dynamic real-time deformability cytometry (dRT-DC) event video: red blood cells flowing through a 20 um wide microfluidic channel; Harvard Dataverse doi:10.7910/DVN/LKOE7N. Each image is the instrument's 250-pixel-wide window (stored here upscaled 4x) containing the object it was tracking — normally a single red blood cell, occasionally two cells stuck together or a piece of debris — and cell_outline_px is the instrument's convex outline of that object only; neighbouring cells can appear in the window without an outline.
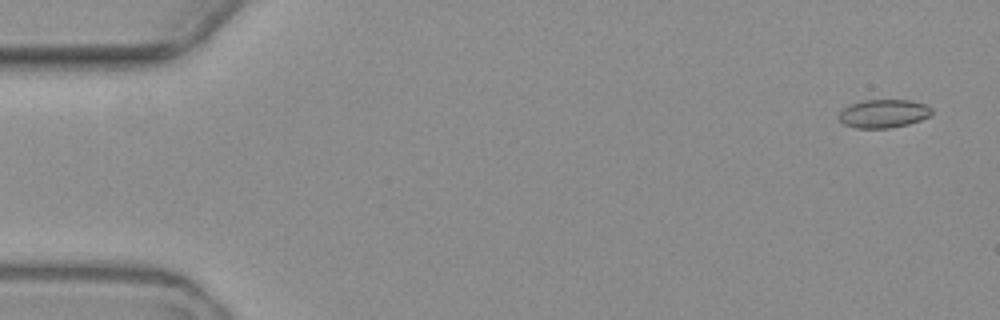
{"species": "common noctule bat (a hibernating species)", "species_latin": "Nyctalus noctula", "temperature_condition": "warm", "stored_images_in_passage": 5, "camera_frame_rate_fps": 3000, "um_per_image_px": 0.085, "animal": {"sex": "female", "body_mass_g": 19.3, "forearm_length_mm": 54.1}, "frame": {"image": 1, "passage_image": 1, "time_ms": 0.0, "image_size_px": [1000, 320], "cell_outline_px": [[932, 112], [928, 116], [920, 120], [908, 124], [888, 128], [856, 128], [844, 124], [840, 120], [840, 112], [848, 104], [860, 100], [912, 100], [924, 104], [932, 108]], "centroid_in_image_um": [75.09, 9.64], "position_along_channel_um": 9.9, "area_um2": 15.32}}
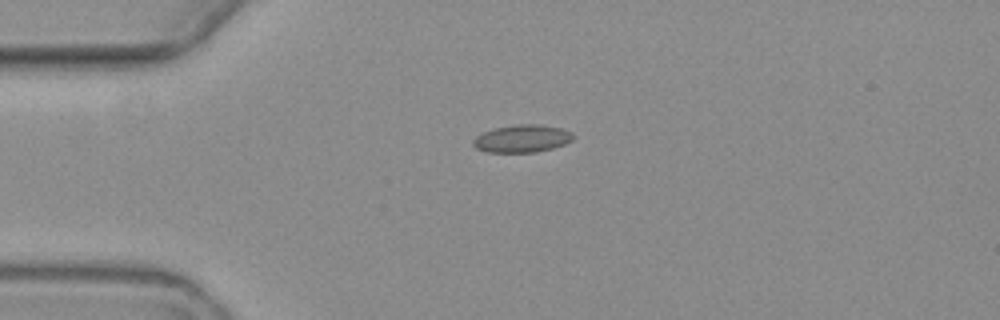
{"frame": {"image": 2, "passage_image": 4, "time_ms": 4.0, "image_size_px": [1000, 320], "cell_outline_px": [[572, 140], [564, 144], [552, 148], [536, 152], [488, 152], [476, 148], [472, 144], [472, 140], [476, 136], [484, 132], [496, 128], [516, 124], [540, 124], [560, 128], [572, 132]], "centroid_in_image_um": [44.36, 11.78], "position_along_channel_um": 40.6, "area_um2": 15.95}}